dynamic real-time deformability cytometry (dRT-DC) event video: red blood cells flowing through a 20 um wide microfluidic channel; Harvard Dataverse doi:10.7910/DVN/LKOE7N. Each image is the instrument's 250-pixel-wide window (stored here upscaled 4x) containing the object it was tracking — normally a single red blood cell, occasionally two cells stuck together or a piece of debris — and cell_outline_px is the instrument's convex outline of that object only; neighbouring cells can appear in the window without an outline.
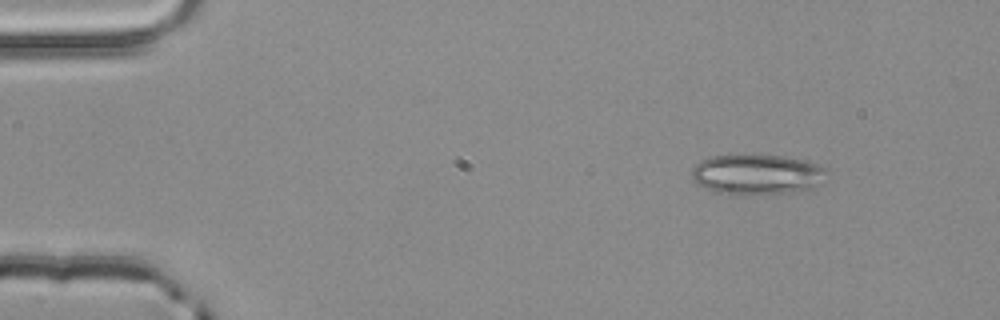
{"species": "common noctule bat (a hibernating species)", "species_latin": "Nyctalus noctula", "temperature_condition": "room temperature", "stored_images_in_passage": 3, "segment_of_instrument_passage": [1, 2], "camera_frame_rate_fps": 3000, "um_per_image_px": 0.085, "animal": {"sex": "male", "body_mass_g": 20.4}, "frame": {"image": 1, "passage_image": 1, "time_ms": 0.0, "image_size_px": [1000, 320], "cell_outline_px": [[828, 172], [812, 188], [792, 192], [744, 196], [716, 192], [696, 184], [692, 176], [692, 168], [700, 160], [712, 156], [780, 156], [804, 160], [828, 168]], "centroid_in_image_um": [64.31, 14.85], "position_along_channel_um": 20.7, "area_um2": 31.5}}